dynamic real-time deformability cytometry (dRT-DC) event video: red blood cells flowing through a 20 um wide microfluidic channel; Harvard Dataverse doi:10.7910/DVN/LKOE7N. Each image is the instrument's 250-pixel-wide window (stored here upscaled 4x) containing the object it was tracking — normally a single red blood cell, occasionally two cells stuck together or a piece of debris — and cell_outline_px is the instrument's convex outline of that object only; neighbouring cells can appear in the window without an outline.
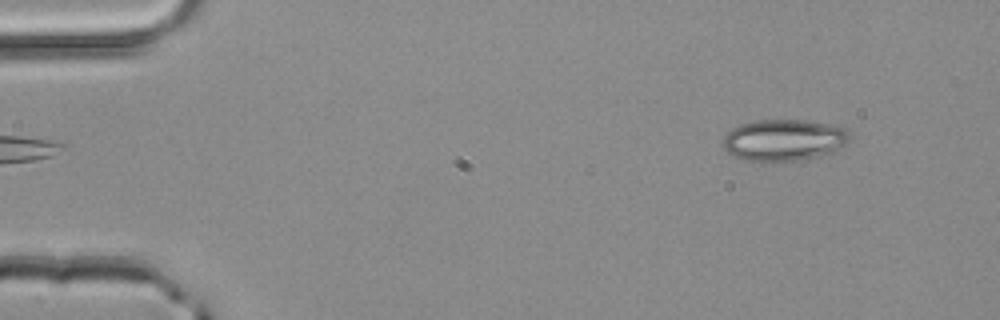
{"species": "common noctule bat (a hibernating species)", "species_latin": "Nyctalus noctula", "temperature_condition": "room temperature", "stored_images_in_passage": 4, "segment_of_instrument_passage": [1, 2], "camera_frame_rate_fps": 3000, "um_per_image_px": 0.085, "animal": {"sex": "male", "body_mass_g": 20.4}, "frame": {"image": 1, "passage_image": 1, "time_ms": 0.0, "image_size_px": [1000, 320], "cell_outline_px": [[852, 136], [840, 148], [832, 152], [816, 156], [792, 160], [764, 164], [744, 160], [732, 156], [724, 148], [724, 136], [732, 128], [740, 124], [756, 120], [804, 120], [828, 124], [844, 128]], "centroid_in_image_um": [66.58, 11.92], "position_along_channel_um": 18.4, "area_um2": 30.87}}